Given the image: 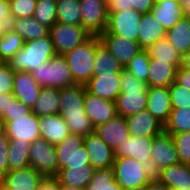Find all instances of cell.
Masks as SVG:
<instances>
[{"instance_id":"6f0895ef","label":"cell","mask_w":190,"mask_h":190,"mask_svg":"<svg viewBox=\"0 0 190 190\" xmlns=\"http://www.w3.org/2000/svg\"><path fill=\"white\" fill-rule=\"evenodd\" d=\"M181 7L186 13V16L190 18V0H183L181 3Z\"/></svg>"},{"instance_id":"60d3db41","label":"cell","mask_w":190,"mask_h":190,"mask_svg":"<svg viewBox=\"0 0 190 190\" xmlns=\"http://www.w3.org/2000/svg\"><path fill=\"white\" fill-rule=\"evenodd\" d=\"M149 63L150 57L143 49L130 60L124 69L130 72L139 81L146 83L148 86Z\"/></svg>"},{"instance_id":"44dd1931","label":"cell","mask_w":190,"mask_h":190,"mask_svg":"<svg viewBox=\"0 0 190 190\" xmlns=\"http://www.w3.org/2000/svg\"><path fill=\"white\" fill-rule=\"evenodd\" d=\"M129 134L134 137H154L164 130V125L147 110L125 117Z\"/></svg>"},{"instance_id":"83f0119b","label":"cell","mask_w":190,"mask_h":190,"mask_svg":"<svg viewBox=\"0 0 190 190\" xmlns=\"http://www.w3.org/2000/svg\"><path fill=\"white\" fill-rule=\"evenodd\" d=\"M24 42L49 36L50 28L42 25L33 16L28 18L11 19L10 26Z\"/></svg>"},{"instance_id":"30bf717a","label":"cell","mask_w":190,"mask_h":190,"mask_svg":"<svg viewBox=\"0 0 190 190\" xmlns=\"http://www.w3.org/2000/svg\"><path fill=\"white\" fill-rule=\"evenodd\" d=\"M142 15L132 8L108 12V23L104 32L139 42V26Z\"/></svg>"},{"instance_id":"2e32d148","label":"cell","mask_w":190,"mask_h":190,"mask_svg":"<svg viewBox=\"0 0 190 190\" xmlns=\"http://www.w3.org/2000/svg\"><path fill=\"white\" fill-rule=\"evenodd\" d=\"M84 147L89 154V163L95 170L113 167L115 151L95 133L84 137Z\"/></svg>"},{"instance_id":"f5cc1de1","label":"cell","mask_w":190,"mask_h":190,"mask_svg":"<svg viewBox=\"0 0 190 190\" xmlns=\"http://www.w3.org/2000/svg\"><path fill=\"white\" fill-rule=\"evenodd\" d=\"M14 96L12 93L0 94V117L7 113V108L9 106V101H13Z\"/></svg>"},{"instance_id":"7dc6e473","label":"cell","mask_w":190,"mask_h":190,"mask_svg":"<svg viewBox=\"0 0 190 190\" xmlns=\"http://www.w3.org/2000/svg\"><path fill=\"white\" fill-rule=\"evenodd\" d=\"M8 153L9 139L5 136L0 139V180L9 172Z\"/></svg>"},{"instance_id":"94428289","label":"cell","mask_w":190,"mask_h":190,"mask_svg":"<svg viewBox=\"0 0 190 190\" xmlns=\"http://www.w3.org/2000/svg\"><path fill=\"white\" fill-rule=\"evenodd\" d=\"M6 28H7V26L0 21V38L3 36V33Z\"/></svg>"},{"instance_id":"9f6ffc18","label":"cell","mask_w":190,"mask_h":190,"mask_svg":"<svg viewBox=\"0 0 190 190\" xmlns=\"http://www.w3.org/2000/svg\"><path fill=\"white\" fill-rule=\"evenodd\" d=\"M180 67L190 69V49L182 55Z\"/></svg>"},{"instance_id":"6125c7cd","label":"cell","mask_w":190,"mask_h":190,"mask_svg":"<svg viewBox=\"0 0 190 190\" xmlns=\"http://www.w3.org/2000/svg\"><path fill=\"white\" fill-rule=\"evenodd\" d=\"M0 190H11L0 180Z\"/></svg>"},{"instance_id":"3957f363","label":"cell","mask_w":190,"mask_h":190,"mask_svg":"<svg viewBox=\"0 0 190 190\" xmlns=\"http://www.w3.org/2000/svg\"><path fill=\"white\" fill-rule=\"evenodd\" d=\"M50 35L40 39L27 41L23 48L7 63L14 71L31 72L35 67L56 56Z\"/></svg>"},{"instance_id":"484cf974","label":"cell","mask_w":190,"mask_h":190,"mask_svg":"<svg viewBox=\"0 0 190 190\" xmlns=\"http://www.w3.org/2000/svg\"><path fill=\"white\" fill-rule=\"evenodd\" d=\"M151 13L166 31L170 30L181 18L186 16L181 5L170 0H156Z\"/></svg>"},{"instance_id":"e575fe53","label":"cell","mask_w":190,"mask_h":190,"mask_svg":"<svg viewBox=\"0 0 190 190\" xmlns=\"http://www.w3.org/2000/svg\"><path fill=\"white\" fill-rule=\"evenodd\" d=\"M30 144L31 143L25 141H9V171L15 169H23L30 166Z\"/></svg>"},{"instance_id":"4fadbf2b","label":"cell","mask_w":190,"mask_h":190,"mask_svg":"<svg viewBox=\"0 0 190 190\" xmlns=\"http://www.w3.org/2000/svg\"><path fill=\"white\" fill-rule=\"evenodd\" d=\"M39 120L34 112L26 117L13 118V121H4L6 136L9 141H25L33 143L41 138Z\"/></svg>"},{"instance_id":"ba28073f","label":"cell","mask_w":190,"mask_h":190,"mask_svg":"<svg viewBox=\"0 0 190 190\" xmlns=\"http://www.w3.org/2000/svg\"><path fill=\"white\" fill-rule=\"evenodd\" d=\"M55 146L39 138L30 144V166L44 178L57 177L58 163Z\"/></svg>"},{"instance_id":"681fc988","label":"cell","mask_w":190,"mask_h":190,"mask_svg":"<svg viewBox=\"0 0 190 190\" xmlns=\"http://www.w3.org/2000/svg\"><path fill=\"white\" fill-rule=\"evenodd\" d=\"M175 82L190 91V69L178 68Z\"/></svg>"},{"instance_id":"f35d334b","label":"cell","mask_w":190,"mask_h":190,"mask_svg":"<svg viewBox=\"0 0 190 190\" xmlns=\"http://www.w3.org/2000/svg\"><path fill=\"white\" fill-rule=\"evenodd\" d=\"M85 190H124L114 178L113 168L97 169Z\"/></svg>"},{"instance_id":"f6af8a7d","label":"cell","mask_w":190,"mask_h":190,"mask_svg":"<svg viewBox=\"0 0 190 190\" xmlns=\"http://www.w3.org/2000/svg\"><path fill=\"white\" fill-rule=\"evenodd\" d=\"M31 112V108L14 97L13 101H9L7 113H4L0 118L3 121H13V118L26 117Z\"/></svg>"},{"instance_id":"11a10c76","label":"cell","mask_w":190,"mask_h":190,"mask_svg":"<svg viewBox=\"0 0 190 190\" xmlns=\"http://www.w3.org/2000/svg\"><path fill=\"white\" fill-rule=\"evenodd\" d=\"M142 190H170L165 184L157 178H153Z\"/></svg>"},{"instance_id":"603a6c76","label":"cell","mask_w":190,"mask_h":190,"mask_svg":"<svg viewBox=\"0 0 190 190\" xmlns=\"http://www.w3.org/2000/svg\"><path fill=\"white\" fill-rule=\"evenodd\" d=\"M44 179L31 166L9 171L1 181L11 190H38Z\"/></svg>"},{"instance_id":"7c38bea8","label":"cell","mask_w":190,"mask_h":190,"mask_svg":"<svg viewBox=\"0 0 190 190\" xmlns=\"http://www.w3.org/2000/svg\"><path fill=\"white\" fill-rule=\"evenodd\" d=\"M81 26L91 36H99L107 27L108 6L103 0H80Z\"/></svg>"},{"instance_id":"52a82bcc","label":"cell","mask_w":190,"mask_h":190,"mask_svg":"<svg viewBox=\"0 0 190 190\" xmlns=\"http://www.w3.org/2000/svg\"><path fill=\"white\" fill-rule=\"evenodd\" d=\"M58 173L71 167H89V154L84 147V136L70 133L63 141L55 145Z\"/></svg>"},{"instance_id":"4316f807","label":"cell","mask_w":190,"mask_h":190,"mask_svg":"<svg viewBox=\"0 0 190 190\" xmlns=\"http://www.w3.org/2000/svg\"><path fill=\"white\" fill-rule=\"evenodd\" d=\"M178 68L166 61L150 58L148 87H169L176 80Z\"/></svg>"},{"instance_id":"6da1fadb","label":"cell","mask_w":190,"mask_h":190,"mask_svg":"<svg viewBox=\"0 0 190 190\" xmlns=\"http://www.w3.org/2000/svg\"><path fill=\"white\" fill-rule=\"evenodd\" d=\"M85 85L75 84L60 89V116H62L71 133L89 136L94 133V126L85 113Z\"/></svg>"},{"instance_id":"5b68a950","label":"cell","mask_w":190,"mask_h":190,"mask_svg":"<svg viewBox=\"0 0 190 190\" xmlns=\"http://www.w3.org/2000/svg\"><path fill=\"white\" fill-rule=\"evenodd\" d=\"M41 87L67 88L75 85L71 70L63 55H56L30 72Z\"/></svg>"},{"instance_id":"d6a6232c","label":"cell","mask_w":190,"mask_h":190,"mask_svg":"<svg viewBox=\"0 0 190 190\" xmlns=\"http://www.w3.org/2000/svg\"><path fill=\"white\" fill-rule=\"evenodd\" d=\"M93 66V76H99L101 73H121L124 69L100 42L98 36H96V54L94 57Z\"/></svg>"},{"instance_id":"7a4b0ae2","label":"cell","mask_w":190,"mask_h":190,"mask_svg":"<svg viewBox=\"0 0 190 190\" xmlns=\"http://www.w3.org/2000/svg\"><path fill=\"white\" fill-rule=\"evenodd\" d=\"M147 84L136 79L130 72H121V91L116 103L117 115L129 117L147 108Z\"/></svg>"},{"instance_id":"d6986e66","label":"cell","mask_w":190,"mask_h":190,"mask_svg":"<svg viewBox=\"0 0 190 190\" xmlns=\"http://www.w3.org/2000/svg\"><path fill=\"white\" fill-rule=\"evenodd\" d=\"M146 110L164 125L172 110L169 88L148 87Z\"/></svg>"},{"instance_id":"ac0fdd59","label":"cell","mask_w":190,"mask_h":190,"mask_svg":"<svg viewBox=\"0 0 190 190\" xmlns=\"http://www.w3.org/2000/svg\"><path fill=\"white\" fill-rule=\"evenodd\" d=\"M153 137L129 136L115 150V157H130L151 168Z\"/></svg>"},{"instance_id":"ee69618b","label":"cell","mask_w":190,"mask_h":190,"mask_svg":"<svg viewBox=\"0 0 190 190\" xmlns=\"http://www.w3.org/2000/svg\"><path fill=\"white\" fill-rule=\"evenodd\" d=\"M170 91L171 106L172 108H189L190 107V91L186 88L173 82L168 87Z\"/></svg>"},{"instance_id":"7bdbcfd3","label":"cell","mask_w":190,"mask_h":190,"mask_svg":"<svg viewBox=\"0 0 190 190\" xmlns=\"http://www.w3.org/2000/svg\"><path fill=\"white\" fill-rule=\"evenodd\" d=\"M180 163L190 165V131L171 134Z\"/></svg>"},{"instance_id":"b9f144b4","label":"cell","mask_w":190,"mask_h":190,"mask_svg":"<svg viewBox=\"0 0 190 190\" xmlns=\"http://www.w3.org/2000/svg\"><path fill=\"white\" fill-rule=\"evenodd\" d=\"M37 0H12L9 2L12 19L28 18L34 15Z\"/></svg>"},{"instance_id":"db71d44e","label":"cell","mask_w":190,"mask_h":190,"mask_svg":"<svg viewBox=\"0 0 190 190\" xmlns=\"http://www.w3.org/2000/svg\"><path fill=\"white\" fill-rule=\"evenodd\" d=\"M128 10V2L127 0H114L108 6V12H118Z\"/></svg>"},{"instance_id":"277c9868","label":"cell","mask_w":190,"mask_h":190,"mask_svg":"<svg viewBox=\"0 0 190 190\" xmlns=\"http://www.w3.org/2000/svg\"><path fill=\"white\" fill-rule=\"evenodd\" d=\"M112 168L124 190H142L155 176L149 166L130 157H115Z\"/></svg>"},{"instance_id":"836d02e7","label":"cell","mask_w":190,"mask_h":190,"mask_svg":"<svg viewBox=\"0 0 190 190\" xmlns=\"http://www.w3.org/2000/svg\"><path fill=\"white\" fill-rule=\"evenodd\" d=\"M150 58L166 61L175 65L177 68L181 66V57L177 50L169 44L165 39L159 40L144 49Z\"/></svg>"},{"instance_id":"8d00e7d4","label":"cell","mask_w":190,"mask_h":190,"mask_svg":"<svg viewBox=\"0 0 190 190\" xmlns=\"http://www.w3.org/2000/svg\"><path fill=\"white\" fill-rule=\"evenodd\" d=\"M57 22L81 26L80 0H57Z\"/></svg>"},{"instance_id":"be15d7a7","label":"cell","mask_w":190,"mask_h":190,"mask_svg":"<svg viewBox=\"0 0 190 190\" xmlns=\"http://www.w3.org/2000/svg\"><path fill=\"white\" fill-rule=\"evenodd\" d=\"M107 6H109L114 0H103Z\"/></svg>"},{"instance_id":"5bb4252c","label":"cell","mask_w":190,"mask_h":190,"mask_svg":"<svg viewBox=\"0 0 190 190\" xmlns=\"http://www.w3.org/2000/svg\"><path fill=\"white\" fill-rule=\"evenodd\" d=\"M98 37L104 47L123 68H125L134 56L143 50L138 41H133L105 32L100 34Z\"/></svg>"},{"instance_id":"cb8c5ba5","label":"cell","mask_w":190,"mask_h":190,"mask_svg":"<svg viewBox=\"0 0 190 190\" xmlns=\"http://www.w3.org/2000/svg\"><path fill=\"white\" fill-rule=\"evenodd\" d=\"M154 177L170 190H190V165H171L161 169Z\"/></svg>"},{"instance_id":"f546056e","label":"cell","mask_w":190,"mask_h":190,"mask_svg":"<svg viewBox=\"0 0 190 190\" xmlns=\"http://www.w3.org/2000/svg\"><path fill=\"white\" fill-rule=\"evenodd\" d=\"M32 112L38 117L60 113V89L42 87Z\"/></svg>"},{"instance_id":"8fae6325","label":"cell","mask_w":190,"mask_h":190,"mask_svg":"<svg viewBox=\"0 0 190 190\" xmlns=\"http://www.w3.org/2000/svg\"><path fill=\"white\" fill-rule=\"evenodd\" d=\"M151 153L150 169L154 175L165 167L180 163L173 137L164 130L153 137Z\"/></svg>"},{"instance_id":"4dcf8cb0","label":"cell","mask_w":190,"mask_h":190,"mask_svg":"<svg viewBox=\"0 0 190 190\" xmlns=\"http://www.w3.org/2000/svg\"><path fill=\"white\" fill-rule=\"evenodd\" d=\"M166 40L173 46L180 56L190 49V18L185 16L166 31Z\"/></svg>"},{"instance_id":"ab89813d","label":"cell","mask_w":190,"mask_h":190,"mask_svg":"<svg viewBox=\"0 0 190 190\" xmlns=\"http://www.w3.org/2000/svg\"><path fill=\"white\" fill-rule=\"evenodd\" d=\"M33 17L51 28L57 22V0H37Z\"/></svg>"},{"instance_id":"8992f818","label":"cell","mask_w":190,"mask_h":190,"mask_svg":"<svg viewBox=\"0 0 190 190\" xmlns=\"http://www.w3.org/2000/svg\"><path fill=\"white\" fill-rule=\"evenodd\" d=\"M95 54L96 36H91L83 44L76 46L63 55L76 84L85 85L93 76Z\"/></svg>"},{"instance_id":"ffe728a7","label":"cell","mask_w":190,"mask_h":190,"mask_svg":"<svg viewBox=\"0 0 190 190\" xmlns=\"http://www.w3.org/2000/svg\"><path fill=\"white\" fill-rule=\"evenodd\" d=\"M41 86L34 80L32 74L26 71H15L13 96L20 102L33 108L40 95Z\"/></svg>"},{"instance_id":"f1b7e54d","label":"cell","mask_w":190,"mask_h":190,"mask_svg":"<svg viewBox=\"0 0 190 190\" xmlns=\"http://www.w3.org/2000/svg\"><path fill=\"white\" fill-rule=\"evenodd\" d=\"M166 30L152 13L143 14L139 26V44L145 49L159 40L165 39Z\"/></svg>"},{"instance_id":"c3c4849f","label":"cell","mask_w":190,"mask_h":190,"mask_svg":"<svg viewBox=\"0 0 190 190\" xmlns=\"http://www.w3.org/2000/svg\"><path fill=\"white\" fill-rule=\"evenodd\" d=\"M128 9H134L141 14L150 13L156 0H127Z\"/></svg>"},{"instance_id":"74e56055","label":"cell","mask_w":190,"mask_h":190,"mask_svg":"<svg viewBox=\"0 0 190 190\" xmlns=\"http://www.w3.org/2000/svg\"><path fill=\"white\" fill-rule=\"evenodd\" d=\"M164 131L169 134L190 131V107L172 108L169 119L164 124Z\"/></svg>"},{"instance_id":"91938a15","label":"cell","mask_w":190,"mask_h":190,"mask_svg":"<svg viewBox=\"0 0 190 190\" xmlns=\"http://www.w3.org/2000/svg\"><path fill=\"white\" fill-rule=\"evenodd\" d=\"M59 186H60V190H85V189L72 187V186L64 185V184H59Z\"/></svg>"},{"instance_id":"d4e9b609","label":"cell","mask_w":190,"mask_h":190,"mask_svg":"<svg viewBox=\"0 0 190 190\" xmlns=\"http://www.w3.org/2000/svg\"><path fill=\"white\" fill-rule=\"evenodd\" d=\"M39 128L41 138L54 146L71 133L65 119L59 113L40 117Z\"/></svg>"},{"instance_id":"bcb514c9","label":"cell","mask_w":190,"mask_h":190,"mask_svg":"<svg viewBox=\"0 0 190 190\" xmlns=\"http://www.w3.org/2000/svg\"><path fill=\"white\" fill-rule=\"evenodd\" d=\"M15 71L7 62H0V94L12 93Z\"/></svg>"},{"instance_id":"7402d4cb","label":"cell","mask_w":190,"mask_h":190,"mask_svg":"<svg viewBox=\"0 0 190 190\" xmlns=\"http://www.w3.org/2000/svg\"><path fill=\"white\" fill-rule=\"evenodd\" d=\"M94 133L114 151L130 136L125 117L119 115L95 127Z\"/></svg>"},{"instance_id":"9c48e42d","label":"cell","mask_w":190,"mask_h":190,"mask_svg":"<svg viewBox=\"0 0 190 190\" xmlns=\"http://www.w3.org/2000/svg\"><path fill=\"white\" fill-rule=\"evenodd\" d=\"M57 55H64L76 46L83 44L91 35L80 25H69L56 22L49 33Z\"/></svg>"},{"instance_id":"e7e4bbea","label":"cell","mask_w":190,"mask_h":190,"mask_svg":"<svg viewBox=\"0 0 190 190\" xmlns=\"http://www.w3.org/2000/svg\"><path fill=\"white\" fill-rule=\"evenodd\" d=\"M170 1H175V2H177L178 4L181 5V3H182L183 0H170Z\"/></svg>"},{"instance_id":"9a60e30c","label":"cell","mask_w":190,"mask_h":190,"mask_svg":"<svg viewBox=\"0 0 190 190\" xmlns=\"http://www.w3.org/2000/svg\"><path fill=\"white\" fill-rule=\"evenodd\" d=\"M85 113L94 128L107 123L117 115L116 103L89 93L85 88Z\"/></svg>"},{"instance_id":"680465c9","label":"cell","mask_w":190,"mask_h":190,"mask_svg":"<svg viewBox=\"0 0 190 190\" xmlns=\"http://www.w3.org/2000/svg\"><path fill=\"white\" fill-rule=\"evenodd\" d=\"M6 136L5 123L0 118V139Z\"/></svg>"},{"instance_id":"1f68e13d","label":"cell","mask_w":190,"mask_h":190,"mask_svg":"<svg viewBox=\"0 0 190 190\" xmlns=\"http://www.w3.org/2000/svg\"><path fill=\"white\" fill-rule=\"evenodd\" d=\"M95 169L89 167H71V169H62L57 175L59 184L69 185L85 189L93 178Z\"/></svg>"},{"instance_id":"f907efd6","label":"cell","mask_w":190,"mask_h":190,"mask_svg":"<svg viewBox=\"0 0 190 190\" xmlns=\"http://www.w3.org/2000/svg\"><path fill=\"white\" fill-rule=\"evenodd\" d=\"M10 5L8 1L0 0V21L7 27L10 26L11 22Z\"/></svg>"},{"instance_id":"e0dca14e","label":"cell","mask_w":190,"mask_h":190,"mask_svg":"<svg viewBox=\"0 0 190 190\" xmlns=\"http://www.w3.org/2000/svg\"><path fill=\"white\" fill-rule=\"evenodd\" d=\"M85 88L97 97L115 102L121 91V73H101L99 76H92Z\"/></svg>"},{"instance_id":"d590c367","label":"cell","mask_w":190,"mask_h":190,"mask_svg":"<svg viewBox=\"0 0 190 190\" xmlns=\"http://www.w3.org/2000/svg\"><path fill=\"white\" fill-rule=\"evenodd\" d=\"M24 40L14 30L7 27L0 38V61L8 62L24 46Z\"/></svg>"},{"instance_id":"816d5d0a","label":"cell","mask_w":190,"mask_h":190,"mask_svg":"<svg viewBox=\"0 0 190 190\" xmlns=\"http://www.w3.org/2000/svg\"><path fill=\"white\" fill-rule=\"evenodd\" d=\"M38 190H60L59 181L56 177L44 178Z\"/></svg>"}]
</instances>
